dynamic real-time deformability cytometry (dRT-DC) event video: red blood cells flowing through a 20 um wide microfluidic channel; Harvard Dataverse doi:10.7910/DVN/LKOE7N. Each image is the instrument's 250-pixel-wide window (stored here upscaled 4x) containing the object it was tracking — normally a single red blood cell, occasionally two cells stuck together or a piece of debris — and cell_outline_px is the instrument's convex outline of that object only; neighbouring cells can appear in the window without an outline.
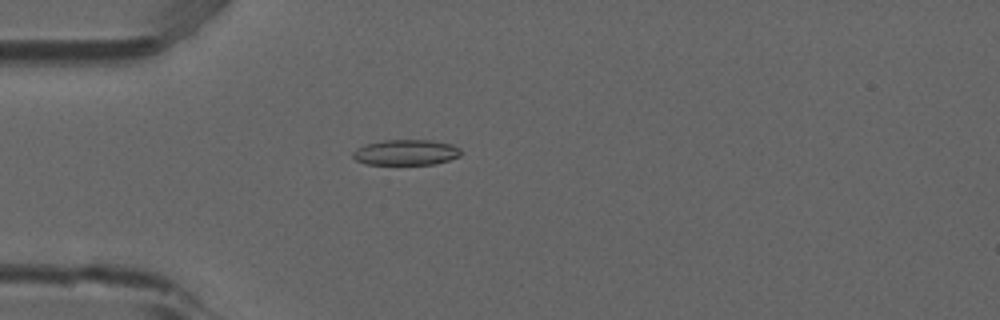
{"species": "common noctule bat (a hibernating species)", "species_latin": "Nyctalus noctula", "temperature_condition": "room temperature", "stored_images_in_passage": 1, "camera_frame_rate_fps": 3000, "um_per_image_px": 0.085, "animal": {"sex": "male", "forearm_length_mm": 52.5}, "frame": {"image": 1, "passage_image": 1, "time_ms": 0.0, "image_size_px": [1000, 320], "cell_outline_px": [[460, 156], [436, 164], [364, 164], [356, 160], [352, 156], [352, 152], [356, 148], [364, 144], [384, 140], [432, 140], [452, 144], [460, 148]], "centroid_in_image_um": [34.48, 12.95], "position_along_channel_um": 50.5, "area_um2": 16.18}}